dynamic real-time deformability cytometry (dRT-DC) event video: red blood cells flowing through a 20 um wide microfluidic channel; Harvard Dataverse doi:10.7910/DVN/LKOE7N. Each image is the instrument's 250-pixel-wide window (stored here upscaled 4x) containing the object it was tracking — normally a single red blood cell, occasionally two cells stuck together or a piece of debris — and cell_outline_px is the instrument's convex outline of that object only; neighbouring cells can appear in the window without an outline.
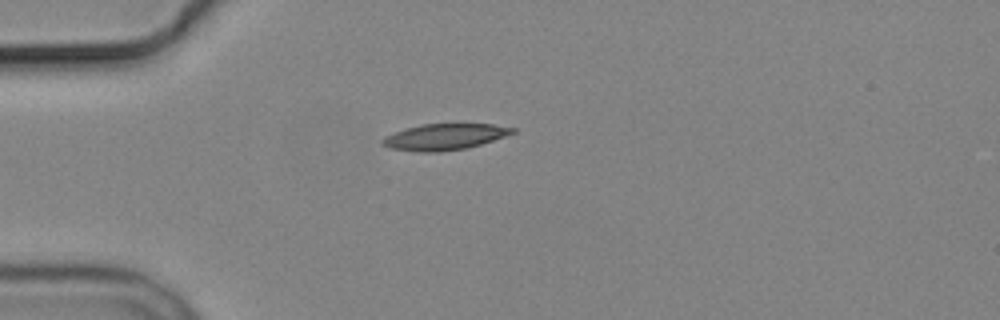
{"species": "common noctule bat (a hibernating species)", "species_latin": "Nyctalus noctula", "temperature_condition": "cold", "stored_images_in_passage": 4, "camera_frame_rate_fps": 3000, "um_per_image_px": 0.085, "animal": {"sex": "male", "body_mass_g": 19.2, "forearm_length_mm": 51.8}, "frame": {"image": 1, "passage_image": 1, "time_ms": 0.0, "image_size_px": [1000, 320], "cell_outline_px": [[516, 132], [468, 148], [440, 152], [420, 152], [388, 148], [380, 144], [380, 140], [384, 136], [404, 128], [424, 124], [492, 124], [516, 128]], "centroid_in_image_um": [37.72, 11.63], "position_along_channel_um": 47.3, "area_um2": 19.94}}
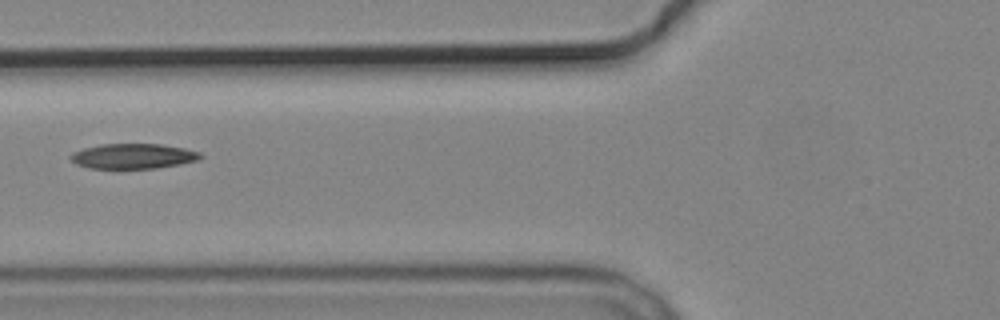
{"frame": {"image": 2, "passage_image": 3, "time_ms": 2.333, "image_size_px": [1000, 320], "cell_outline_px": [[204, 156], [200, 160], [180, 164], [156, 168], [88, 168], [76, 164], [68, 156], [72, 152], [84, 148], [100, 144], [160, 144], [184, 148], [200, 152]], "centroid_in_image_um": [11.33, 13.27], "position_along_channel_um": 114.5, "area_um2": 19.07}}
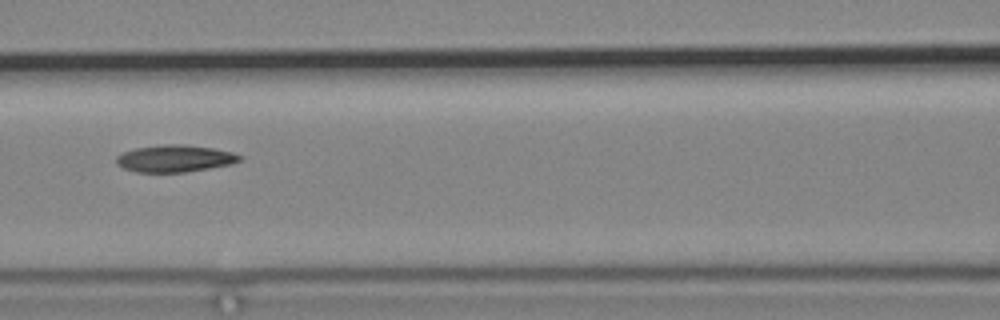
{"frame": {"image": 3, "passage_image": 4, "time_ms": 3.333, "image_size_px": [1000, 320], "cell_outline_px": [[244, 156], [240, 160], [232, 164], [184, 172], [136, 172], [124, 168], [116, 164], [116, 156], [124, 152], [136, 148], [164, 144], [184, 144], [212, 148], [232, 152]], "centroid_in_image_um": [14.86, 13.47], "position_along_channel_um": 151.7, "area_um2": 19.36}}